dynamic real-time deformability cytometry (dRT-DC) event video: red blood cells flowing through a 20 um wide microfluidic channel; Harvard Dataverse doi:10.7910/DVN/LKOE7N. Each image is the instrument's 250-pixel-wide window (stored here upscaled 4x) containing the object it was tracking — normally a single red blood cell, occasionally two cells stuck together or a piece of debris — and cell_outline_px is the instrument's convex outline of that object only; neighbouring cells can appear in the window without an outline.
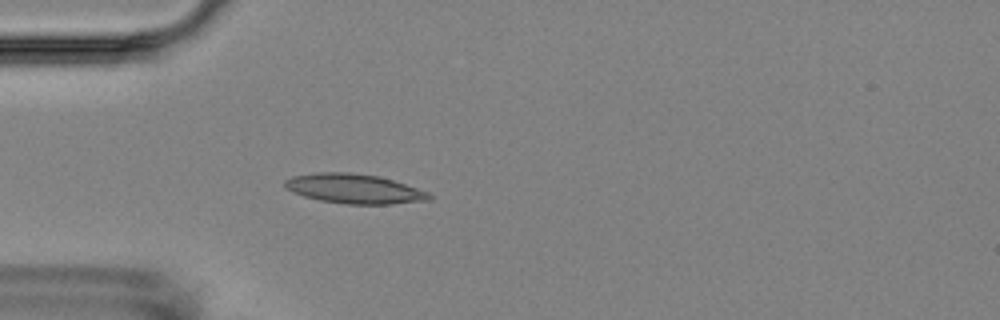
{"species": "Egyptian fruit bat (a non-hibernating species)", "species_latin": "Rousettus aegyptiacus", "temperature_condition": "room temperature", "stored_images_in_passage": 3, "camera_frame_rate_fps": 3000, "um_per_image_px": 0.085, "animal": {"sex": "female"}, "frame": {"image": 1, "passage_image": 3, "time_ms": 2.333, "image_size_px": [1000, 320], "cell_outline_px": [[432, 196], [428, 200], [392, 204], [344, 204], [320, 200], [304, 196], [292, 192], [284, 188], [284, 180], [292, 176], [316, 172], [352, 172], [380, 176], [428, 192]], "centroid_in_image_um": [30.05, 16.03], "position_along_channel_um": 54.9, "area_um2": 24.91}}